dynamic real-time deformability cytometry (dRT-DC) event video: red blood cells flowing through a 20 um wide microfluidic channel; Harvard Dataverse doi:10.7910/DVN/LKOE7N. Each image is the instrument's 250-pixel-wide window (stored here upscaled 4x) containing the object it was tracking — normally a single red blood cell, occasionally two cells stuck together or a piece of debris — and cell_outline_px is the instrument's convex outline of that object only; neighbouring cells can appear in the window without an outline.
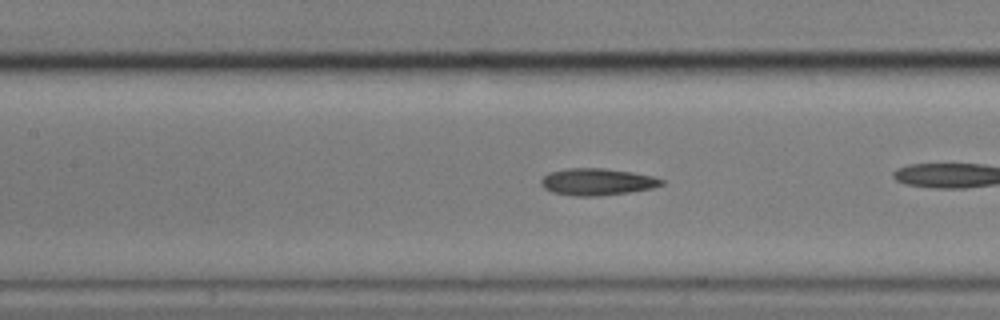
{"species": "common noctule bat (a hibernating species)", "species_latin": "Nyctalus noctula", "temperature_condition": "cold", "stored_images_in_passage": 35, "camera_frame_rate_fps": 3000, "um_per_image_px": 0.085, "animal": {"sex": "male", "body_mass_g": 17.9}, "frame": {"image": 1, "passage_image": 16, "time_ms": 5.0, "image_size_px": [1000, 320], "cell_outline_px": [[664, 184], [652, 188], [628, 192], [600, 196], [576, 196], [552, 192], [544, 188], [540, 184], [540, 180], [548, 172], [568, 168], [604, 168], [632, 172], [652, 176], [664, 180]], "centroid_in_image_um": [50.73, 15.45], "position_along_channel_um": 156.7, "area_um2": 18.9}}
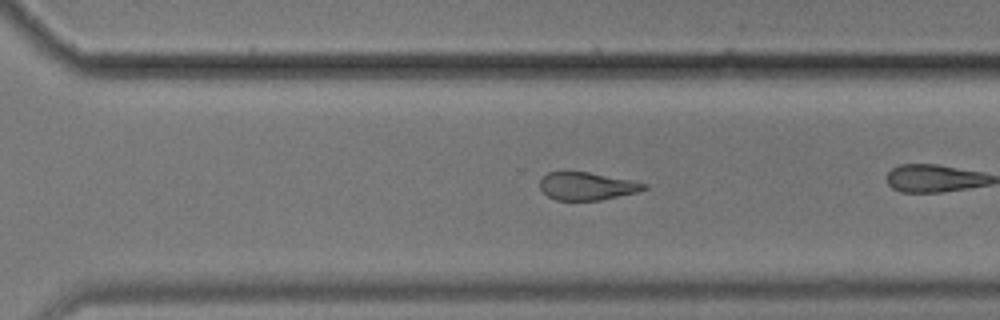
{"frame": {"image": 2, "passage_image": 30, "time_ms": 9.667, "image_size_px": [1000, 320], "cell_outline_px": [[648, 188], [640, 192], [600, 200], [556, 200], [548, 196], [540, 188], [540, 180], [548, 172], [588, 172], [632, 180], [648, 184]], "centroid_in_image_um": [49.94, 15.83], "position_along_channel_um": 320.7, "area_um2": 16.88}}